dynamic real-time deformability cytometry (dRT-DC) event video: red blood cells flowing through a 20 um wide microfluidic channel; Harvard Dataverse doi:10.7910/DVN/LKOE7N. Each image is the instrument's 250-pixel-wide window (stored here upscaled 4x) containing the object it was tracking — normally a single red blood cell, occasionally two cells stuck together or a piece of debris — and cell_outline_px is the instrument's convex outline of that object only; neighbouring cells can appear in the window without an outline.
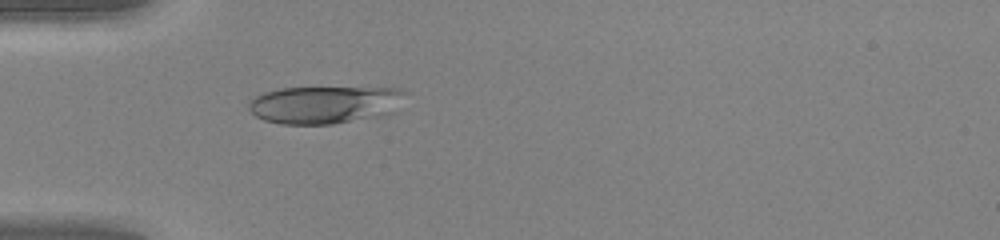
{"species": "human", "species_latin": "Homo sapiens", "temperature_condition": "warm", "stored_images_in_passage": 34, "camera_frame_rate_fps": 3000, "um_per_image_px": 0.085, "donor": {"sex": "female"}, "frame": {"image": 1, "passage_image": 1, "time_ms": 0.0, "image_size_px": [1000, 240], "cell_outline_px": [[408, 92], [396, 112], [384, 116], [332, 124], [280, 124], [264, 120], [256, 116], [248, 108], [248, 104], [256, 96], [264, 92], [280, 88], [400, 88]], "centroid_in_image_um": [27.68, 8.9], "position_along_channel_um": 57.3, "area_um2": 34.68}}
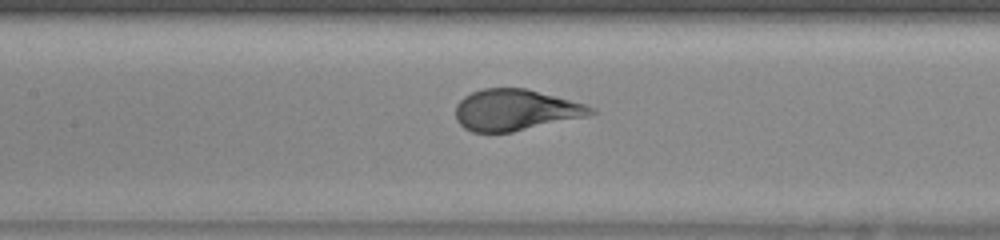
{"frame": {"image": 2, "passage_image": 9, "time_ms": 2.667, "image_size_px": [1000, 240], "cell_outline_px": [[596, 112], [588, 116], [512, 132], [472, 132], [464, 128], [456, 120], [456, 104], [464, 96], [472, 92], [484, 88], [524, 88], [584, 104], [596, 108]], "centroid_in_image_um": [43.79, 9.35], "position_along_channel_um": 163.6, "area_um2": 32.25}}
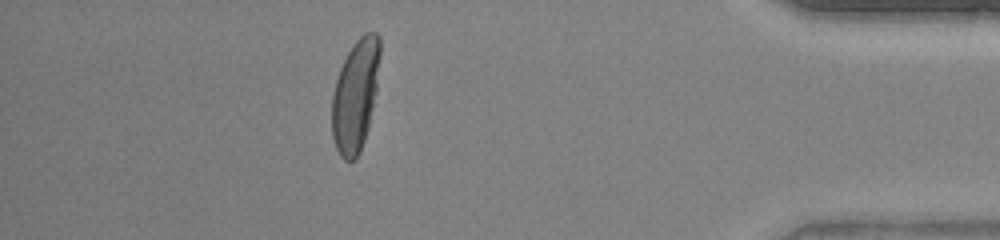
{"frame": {"image": 3, "passage_image": 29, "time_ms": 9.333, "image_size_px": [1000, 240], "cell_outline_px": [[380, 56], [376, 92], [368, 128], [360, 152], [356, 160], [344, 160], [340, 156], [336, 148], [332, 136], [332, 96], [336, 80], [340, 68], [352, 44], [364, 32], [376, 32], [380, 36]], "centroid_in_image_um": [30.21, 8.1], "position_along_channel_um": 405.0, "area_um2": 31.44}, "authors_computed_cell_mechanics": {"area_um2": 33.1772, "velocity_mm_per_s": 4.2282, "shape_relaxation_time_tau1_ms": 3.1722, "shape_relaxation_time_tau2_ms": null, "deformation_change_tau1": 0.2094, "deformation_change_tau2": null}}